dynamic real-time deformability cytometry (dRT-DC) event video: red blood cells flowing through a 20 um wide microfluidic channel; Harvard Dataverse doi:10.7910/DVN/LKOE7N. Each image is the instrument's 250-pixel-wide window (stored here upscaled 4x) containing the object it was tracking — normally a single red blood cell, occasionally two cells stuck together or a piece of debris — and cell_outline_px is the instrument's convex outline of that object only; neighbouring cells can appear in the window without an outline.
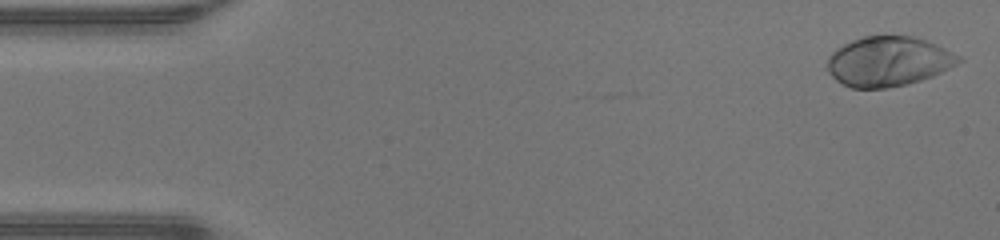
{"species": "human", "species_latin": "Homo sapiens", "temperature_condition": "warm", "stored_images_in_passage": 47, "camera_frame_rate_fps": 3000, "um_per_image_px": 0.085, "donor": {"sex": "male"}, "frame": {"image": 1, "passage_image": 1, "time_ms": 0.0, "image_size_px": [1000, 240], "cell_outline_px": [[964, 60], [932, 76], [908, 84], [888, 88], [852, 88], [836, 80], [828, 72], [828, 56], [836, 48], [852, 40], [864, 36], [912, 36], [924, 40], [944, 48], [960, 56]], "centroid_in_image_um": [75.49, 5.22], "position_along_channel_um": 9.5, "area_um2": 37.8}}
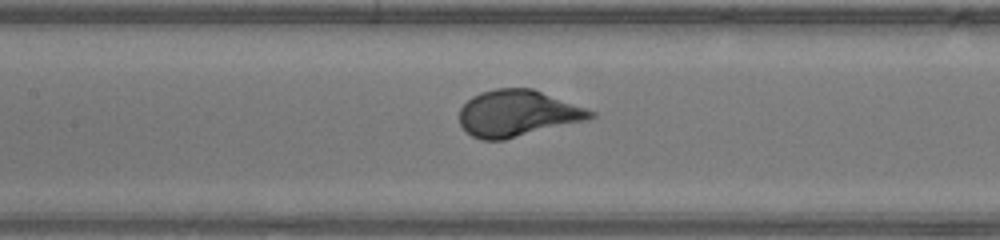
{"frame": {"image": 2, "passage_image": 21, "time_ms": 6.667, "image_size_px": [1000, 240], "cell_outline_px": [[596, 116], [588, 120], [504, 140], [480, 140], [472, 136], [460, 124], [460, 108], [472, 96], [480, 92], [496, 88], [532, 88], [596, 112]], "centroid_in_image_um": [43.99, 9.64], "position_along_channel_um": 163.4, "area_um2": 35.43}}
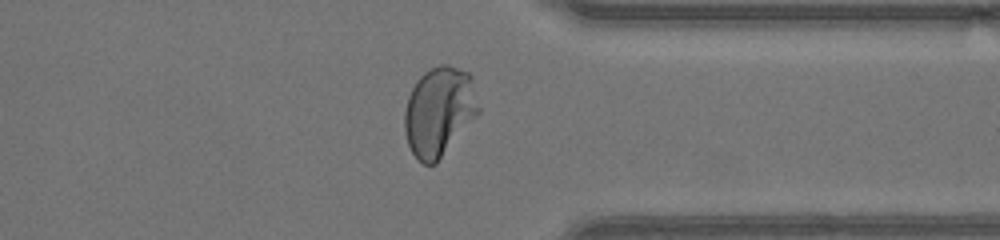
{"frame": {"image": 3, "passage_image": 36, "time_ms": 11.667, "image_size_px": [1000, 240], "cell_outline_px": [[480, 112], [436, 164], [424, 164], [412, 152], [408, 144], [404, 132], [404, 112], [408, 96], [416, 80], [424, 72], [440, 64], [448, 64], [468, 72], [472, 76], [480, 108]], "centroid_in_image_um": [37.33, 9.46], "position_along_channel_um": 374.1, "area_um2": 38.73}, "authors_computed_cell_mechanics": {"area_um2": 36.4718, "velocity_mm_per_s": 4.3187, "shape_relaxation_time_tau1_ms": 2.0134, "shape_relaxation_time_tau2_ms": null, "deformation_change_tau1": 0.201, "deformation_change_tau2": null}}